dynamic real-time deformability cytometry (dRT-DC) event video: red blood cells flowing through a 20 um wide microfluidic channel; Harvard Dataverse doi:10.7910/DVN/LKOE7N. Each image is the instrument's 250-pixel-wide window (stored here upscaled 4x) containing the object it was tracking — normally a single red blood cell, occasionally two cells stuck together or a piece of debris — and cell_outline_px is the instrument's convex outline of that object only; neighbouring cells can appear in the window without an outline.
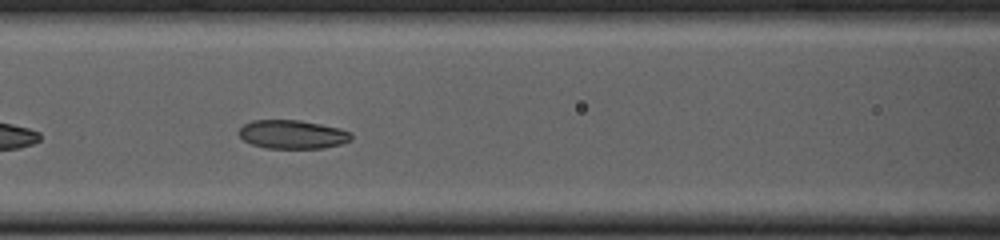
{"species": "common noctule bat (a hibernating species)", "species_latin": "Nyctalus noctula", "temperature_condition": "cold", "stored_images_in_passage": 29, "camera_frame_rate_fps": 3000, "um_per_image_px": 0.085, "animal": {"sex": "female", "body_mass_g": 23.0, "forearm_length_mm": 53.4}, "frame": {"image": 1, "passage_image": 9, "time_ms": 2.667, "image_size_px": [1000, 240], "cell_outline_px": [[352, 140], [340, 144], [324, 148], [264, 148], [252, 144], [244, 140], [240, 136], [240, 128], [244, 124], [252, 120], [300, 120], [340, 128], [352, 132]], "centroid_in_image_um": [24.89, 11.42], "position_along_channel_um": 141.7, "area_um2": 18.79}}
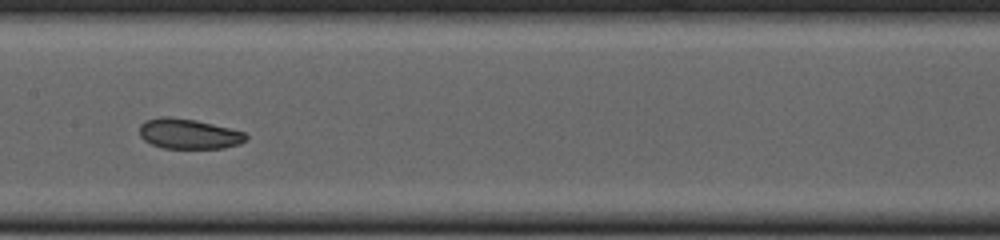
{"frame": {"image": 2, "passage_image": 13, "time_ms": 4.0, "image_size_px": [1000, 240], "cell_outline_px": [[248, 140], [240, 144], [224, 148], [164, 148], [152, 144], [144, 140], [140, 136], [140, 124], [144, 120], [160, 116], [168, 116], [196, 120], [244, 132], [248, 136]], "centroid_in_image_um": [16.03, 11.37], "position_along_channel_um": 191.4, "area_um2": 18.79}, "authors_computed_cell_mechanics": {"area_um2": 19.1318, "velocity_mm_per_s": 3.729, "shape_relaxation_time_tau1_ms": null, "shape_relaxation_time_tau2_ms": 2.3509, "deformation_change_tau1": null, "deformation_change_tau2": 0.0779}}